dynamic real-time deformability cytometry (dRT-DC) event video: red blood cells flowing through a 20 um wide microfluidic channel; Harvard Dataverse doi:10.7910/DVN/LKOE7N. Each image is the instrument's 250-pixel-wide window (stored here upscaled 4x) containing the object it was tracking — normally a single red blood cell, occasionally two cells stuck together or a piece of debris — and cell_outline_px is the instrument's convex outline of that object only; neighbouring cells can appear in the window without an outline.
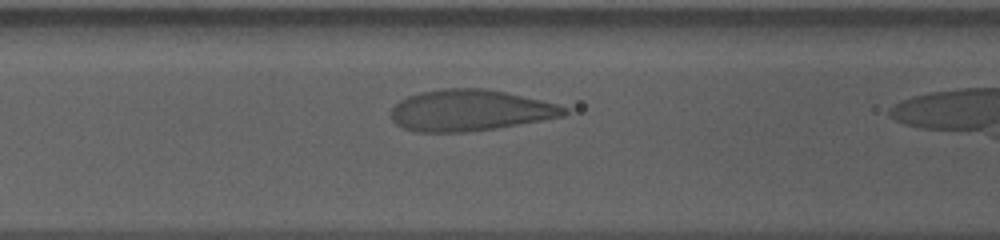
{"species": "human", "species_latin": "Homo sapiens", "temperature_condition": "cold", "stored_images_in_passage": 5, "camera_frame_rate_fps": 3000, "um_per_image_px": 0.085, "donor": {"sex": "male"}, "frame": {"image": 1, "passage_image": 3, "time_ms": 0.667, "image_size_px": [1000, 240], "cell_outline_px": [[568, 112], [564, 116], [496, 128], [468, 132], [416, 132], [404, 128], [396, 124], [392, 120], [392, 108], [400, 100], [408, 96], [420, 92], [444, 88], [484, 88], [504, 92], [540, 100], [556, 104], [568, 108]], "centroid_in_image_um": [39.93, 9.38], "position_along_channel_um": 126.7, "area_um2": 41.38}}